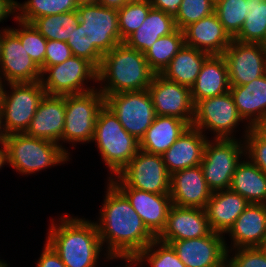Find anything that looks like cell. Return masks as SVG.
I'll return each mask as SVG.
<instances>
[{
    "mask_svg": "<svg viewBox=\"0 0 266 267\" xmlns=\"http://www.w3.org/2000/svg\"><path fill=\"white\" fill-rule=\"evenodd\" d=\"M95 224L105 255H138L156 237L147 229L127 197L110 181Z\"/></svg>",
    "mask_w": 266,
    "mask_h": 267,
    "instance_id": "cell-1",
    "label": "cell"
},
{
    "mask_svg": "<svg viewBox=\"0 0 266 267\" xmlns=\"http://www.w3.org/2000/svg\"><path fill=\"white\" fill-rule=\"evenodd\" d=\"M49 225L46 242L66 267H97L105 251L94 221L66 214Z\"/></svg>",
    "mask_w": 266,
    "mask_h": 267,
    "instance_id": "cell-2",
    "label": "cell"
},
{
    "mask_svg": "<svg viewBox=\"0 0 266 267\" xmlns=\"http://www.w3.org/2000/svg\"><path fill=\"white\" fill-rule=\"evenodd\" d=\"M155 74L144 53L123 42L103 55L97 72L100 87H97L103 95L147 90Z\"/></svg>",
    "mask_w": 266,
    "mask_h": 267,
    "instance_id": "cell-3",
    "label": "cell"
},
{
    "mask_svg": "<svg viewBox=\"0 0 266 267\" xmlns=\"http://www.w3.org/2000/svg\"><path fill=\"white\" fill-rule=\"evenodd\" d=\"M92 142L109 168L110 177L107 180L119 174L139 150V141L126 132L105 105L98 112Z\"/></svg>",
    "mask_w": 266,
    "mask_h": 267,
    "instance_id": "cell-4",
    "label": "cell"
},
{
    "mask_svg": "<svg viewBox=\"0 0 266 267\" xmlns=\"http://www.w3.org/2000/svg\"><path fill=\"white\" fill-rule=\"evenodd\" d=\"M5 143L9 166L22 175L35 174L48 167L63 165L71 159L58 143L26 133L8 134Z\"/></svg>",
    "mask_w": 266,
    "mask_h": 267,
    "instance_id": "cell-5",
    "label": "cell"
},
{
    "mask_svg": "<svg viewBox=\"0 0 266 267\" xmlns=\"http://www.w3.org/2000/svg\"><path fill=\"white\" fill-rule=\"evenodd\" d=\"M103 106L104 95L98 88L85 93L65 95V123L61 147L69 156L70 151L62 144L71 143L74 148L80 142L90 143L98 112Z\"/></svg>",
    "mask_w": 266,
    "mask_h": 267,
    "instance_id": "cell-6",
    "label": "cell"
},
{
    "mask_svg": "<svg viewBox=\"0 0 266 267\" xmlns=\"http://www.w3.org/2000/svg\"><path fill=\"white\" fill-rule=\"evenodd\" d=\"M6 84V85H5ZM10 91L3 87L0 113L5 133H25L44 95L40 81L5 83Z\"/></svg>",
    "mask_w": 266,
    "mask_h": 267,
    "instance_id": "cell-7",
    "label": "cell"
},
{
    "mask_svg": "<svg viewBox=\"0 0 266 267\" xmlns=\"http://www.w3.org/2000/svg\"><path fill=\"white\" fill-rule=\"evenodd\" d=\"M244 156V139H208L200 163L208 188L212 192L228 190L236 166Z\"/></svg>",
    "mask_w": 266,
    "mask_h": 267,
    "instance_id": "cell-8",
    "label": "cell"
},
{
    "mask_svg": "<svg viewBox=\"0 0 266 267\" xmlns=\"http://www.w3.org/2000/svg\"><path fill=\"white\" fill-rule=\"evenodd\" d=\"M98 69L87 59L72 56L63 63L41 69L40 82L48 95H72L96 89ZM93 81L88 86L87 82Z\"/></svg>",
    "mask_w": 266,
    "mask_h": 267,
    "instance_id": "cell-9",
    "label": "cell"
},
{
    "mask_svg": "<svg viewBox=\"0 0 266 267\" xmlns=\"http://www.w3.org/2000/svg\"><path fill=\"white\" fill-rule=\"evenodd\" d=\"M109 180L115 186H129L154 194L170 192V174L162 156L141 149L119 174Z\"/></svg>",
    "mask_w": 266,
    "mask_h": 267,
    "instance_id": "cell-10",
    "label": "cell"
},
{
    "mask_svg": "<svg viewBox=\"0 0 266 267\" xmlns=\"http://www.w3.org/2000/svg\"><path fill=\"white\" fill-rule=\"evenodd\" d=\"M104 105L113 112L126 132L139 142L156 117L148 90L104 95Z\"/></svg>",
    "mask_w": 266,
    "mask_h": 267,
    "instance_id": "cell-11",
    "label": "cell"
},
{
    "mask_svg": "<svg viewBox=\"0 0 266 267\" xmlns=\"http://www.w3.org/2000/svg\"><path fill=\"white\" fill-rule=\"evenodd\" d=\"M240 122L245 121L238 113L230 91L225 94L205 98L194 105V117L191 126L213 132L214 139H237L234 133ZM236 129V130H235Z\"/></svg>",
    "mask_w": 266,
    "mask_h": 267,
    "instance_id": "cell-12",
    "label": "cell"
},
{
    "mask_svg": "<svg viewBox=\"0 0 266 267\" xmlns=\"http://www.w3.org/2000/svg\"><path fill=\"white\" fill-rule=\"evenodd\" d=\"M80 23L86 29L87 49L107 54L121 41L117 9L104 7L94 1L81 2L77 8Z\"/></svg>",
    "mask_w": 266,
    "mask_h": 267,
    "instance_id": "cell-13",
    "label": "cell"
},
{
    "mask_svg": "<svg viewBox=\"0 0 266 267\" xmlns=\"http://www.w3.org/2000/svg\"><path fill=\"white\" fill-rule=\"evenodd\" d=\"M222 56L228 66L230 86H242L266 74V48L261 43L233 39Z\"/></svg>",
    "mask_w": 266,
    "mask_h": 267,
    "instance_id": "cell-14",
    "label": "cell"
},
{
    "mask_svg": "<svg viewBox=\"0 0 266 267\" xmlns=\"http://www.w3.org/2000/svg\"><path fill=\"white\" fill-rule=\"evenodd\" d=\"M147 90L156 115L176 117L191 126L194 117L191 88L167 80L161 74H155Z\"/></svg>",
    "mask_w": 266,
    "mask_h": 267,
    "instance_id": "cell-15",
    "label": "cell"
},
{
    "mask_svg": "<svg viewBox=\"0 0 266 267\" xmlns=\"http://www.w3.org/2000/svg\"><path fill=\"white\" fill-rule=\"evenodd\" d=\"M186 267H226L225 235L212 232L193 239L168 241Z\"/></svg>",
    "mask_w": 266,
    "mask_h": 267,
    "instance_id": "cell-16",
    "label": "cell"
},
{
    "mask_svg": "<svg viewBox=\"0 0 266 267\" xmlns=\"http://www.w3.org/2000/svg\"><path fill=\"white\" fill-rule=\"evenodd\" d=\"M40 78L41 69L27 54L19 37L9 27L4 28L1 45L0 80L5 84L36 82L40 81Z\"/></svg>",
    "mask_w": 266,
    "mask_h": 267,
    "instance_id": "cell-17",
    "label": "cell"
},
{
    "mask_svg": "<svg viewBox=\"0 0 266 267\" xmlns=\"http://www.w3.org/2000/svg\"><path fill=\"white\" fill-rule=\"evenodd\" d=\"M170 197L179 207L205 209L212 191L208 188L200 165L170 175Z\"/></svg>",
    "mask_w": 266,
    "mask_h": 267,
    "instance_id": "cell-18",
    "label": "cell"
},
{
    "mask_svg": "<svg viewBox=\"0 0 266 267\" xmlns=\"http://www.w3.org/2000/svg\"><path fill=\"white\" fill-rule=\"evenodd\" d=\"M212 232L205 209L172 205L166 226L157 239L167 243L204 237Z\"/></svg>",
    "mask_w": 266,
    "mask_h": 267,
    "instance_id": "cell-19",
    "label": "cell"
},
{
    "mask_svg": "<svg viewBox=\"0 0 266 267\" xmlns=\"http://www.w3.org/2000/svg\"><path fill=\"white\" fill-rule=\"evenodd\" d=\"M130 201L147 229L157 238L164 230L171 208L170 194H154L129 186H116Z\"/></svg>",
    "mask_w": 266,
    "mask_h": 267,
    "instance_id": "cell-20",
    "label": "cell"
},
{
    "mask_svg": "<svg viewBox=\"0 0 266 267\" xmlns=\"http://www.w3.org/2000/svg\"><path fill=\"white\" fill-rule=\"evenodd\" d=\"M64 123L65 96L45 94L25 133L61 146Z\"/></svg>",
    "mask_w": 266,
    "mask_h": 267,
    "instance_id": "cell-21",
    "label": "cell"
},
{
    "mask_svg": "<svg viewBox=\"0 0 266 267\" xmlns=\"http://www.w3.org/2000/svg\"><path fill=\"white\" fill-rule=\"evenodd\" d=\"M225 234L231 240L227 251L261 247L266 238V204H249Z\"/></svg>",
    "mask_w": 266,
    "mask_h": 267,
    "instance_id": "cell-22",
    "label": "cell"
},
{
    "mask_svg": "<svg viewBox=\"0 0 266 267\" xmlns=\"http://www.w3.org/2000/svg\"><path fill=\"white\" fill-rule=\"evenodd\" d=\"M185 45L211 55H223L233 38L215 13L190 24L184 30Z\"/></svg>",
    "mask_w": 266,
    "mask_h": 267,
    "instance_id": "cell-23",
    "label": "cell"
},
{
    "mask_svg": "<svg viewBox=\"0 0 266 267\" xmlns=\"http://www.w3.org/2000/svg\"><path fill=\"white\" fill-rule=\"evenodd\" d=\"M208 139L207 134L189 126L161 155L168 173L171 175L176 171L200 165Z\"/></svg>",
    "mask_w": 266,
    "mask_h": 267,
    "instance_id": "cell-24",
    "label": "cell"
},
{
    "mask_svg": "<svg viewBox=\"0 0 266 267\" xmlns=\"http://www.w3.org/2000/svg\"><path fill=\"white\" fill-rule=\"evenodd\" d=\"M229 91L238 113L246 121L244 139L254 123L266 118V74L248 84L230 86Z\"/></svg>",
    "mask_w": 266,
    "mask_h": 267,
    "instance_id": "cell-25",
    "label": "cell"
},
{
    "mask_svg": "<svg viewBox=\"0 0 266 267\" xmlns=\"http://www.w3.org/2000/svg\"><path fill=\"white\" fill-rule=\"evenodd\" d=\"M249 204L243 196L230 189L212 192L205 207L212 231L225 235Z\"/></svg>",
    "mask_w": 266,
    "mask_h": 267,
    "instance_id": "cell-26",
    "label": "cell"
},
{
    "mask_svg": "<svg viewBox=\"0 0 266 267\" xmlns=\"http://www.w3.org/2000/svg\"><path fill=\"white\" fill-rule=\"evenodd\" d=\"M230 90L228 66L222 55H211L203 63L195 84L191 87L194 105L205 98L225 94Z\"/></svg>",
    "mask_w": 266,
    "mask_h": 267,
    "instance_id": "cell-27",
    "label": "cell"
},
{
    "mask_svg": "<svg viewBox=\"0 0 266 267\" xmlns=\"http://www.w3.org/2000/svg\"><path fill=\"white\" fill-rule=\"evenodd\" d=\"M190 125L176 117L156 115L139 142V149L162 155Z\"/></svg>",
    "mask_w": 266,
    "mask_h": 267,
    "instance_id": "cell-28",
    "label": "cell"
},
{
    "mask_svg": "<svg viewBox=\"0 0 266 267\" xmlns=\"http://www.w3.org/2000/svg\"><path fill=\"white\" fill-rule=\"evenodd\" d=\"M174 18L164 11L151 8L141 26L124 43L145 53L160 38L176 30Z\"/></svg>",
    "mask_w": 266,
    "mask_h": 267,
    "instance_id": "cell-29",
    "label": "cell"
},
{
    "mask_svg": "<svg viewBox=\"0 0 266 267\" xmlns=\"http://www.w3.org/2000/svg\"><path fill=\"white\" fill-rule=\"evenodd\" d=\"M229 189L250 204H266V174L246 156L236 166Z\"/></svg>",
    "mask_w": 266,
    "mask_h": 267,
    "instance_id": "cell-30",
    "label": "cell"
},
{
    "mask_svg": "<svg viewBox=\"0 0 266 267\" xmlns=\"http://www.w3.org/2000/svg\"><path fill=\"white\" fill-rule=\"evenodd\" d=\"M210 55L184 45L161 73L167 80L191 88L200 73L201 67Z\"/></svg>",
    "mask_w": 266,
    "mask_h": 267,
    "instance_id": "cell-31",
    "label": "cell"
},
{
    "mask_svg": "<svg viewBox=\"0 0 266 267\" xmlns=\"http://www.w3.org/2000/svg\"><path fill=\"white\" fill-rule=\"evenodd\" d=\"M184 45V32L180 29H176L170 35L160 37L144 53L149 67L156 74H161Z\"/></svg>",
    "mask_w": 266,
    "mask_h": 267,
    "instance_id": "cell-32",
    "label": "cell"
},
{
    "mask_svg": "<svg viewBox=\"0 0 266 267\" xmlns=\"http://www.w3.org/2000/svg\"><path fill=\"white\" fill-rule=\"evenodd\" d=\"M80 0H27L16 2V18L32 23L36 18L76 11Z\"/></svg>",
    "mask_w": 266,
    "mask_h": 267,
    "instance_id": "cell-33",
    "label": "cell"
},
{
    "mask_svg": "<svg viewBox=\"0 0 266 267\" xmlns=\"http://www.w3.org/2000/svg\"><path fill=\"white\" fill-rule=\"evenodd\" d=\"M77 11L36 18L32 25L46 40L67 42L79 24Z\"/></svg>",
    "mask_w": 266,
    "mask_h": 267,
    "instance_id": "cell-34",
    "label": "cell"
},
{
    "mask_svg": "<svg viewBox=\"0 0 266 267\" xmlns=\"http://www.w3.org/2000/svg\"><path fill=\"white\" fill-rule=\"evenodd\" d=\"M247 16L240 32L233 38L242 43L266 41V0H247Z\"/></svg>",
    "mask_w": 266,
    "mask_h": 267,
    "instance_id": "cell-35",
    "label": "cell"
},
{
    "mask_svg": "<svg viewBox=\"0 0 266 267\" xmlns=\"http://www.w3.org/2000/svg\"><path fill=\"white\" fill-rule=\"evenodd\" d=\"M151 8L152 6L149 0H139L128 1L117 10L122 42L141 26Z\"/></svg>",
    "mask_w": 266,
    "mask_h": 267,
    "instance_id": "cell-36",
    "label": "cell"
},
{
    "mask_svg": "<svg viewBox=\"0 0 266 267\" xmlns=\"http://www.w3.org/2000/svg\"><path fill=\"white\" fill-rule=\"evenodd\" d=\"M20 28L10 29L19 37L22 46L34 63L42 69L44 67L47 40L37 31L32 23L14 18Z\"/></svg>",
    "mask_w": 266,
    "mask_h": 267,
    "instance_id": "cell-37",
    "label": "cell"
},
{
    "mask_svg": "<svg viewBox=\"0 0 266 267\" xmlns=\"http://www.w3.org/2000/svg\"><path fill=\"white\" fill-rule=\"evenodd\" d=\"M247 0H221L214 13L229 35L234 38L241 30L247 16Z\"/></svg>",
    "mask_w": 266,
    "mask_h": 267,
    "instance_id": "cell-38",
    "label": "cell"
},
{
    "mask_svg": "<svg viewBox=\"0 0 266 267\" xmlns=\"http://www.w3.org/2000/svg\"><path fill=\"white\" fill-rule=\"evenodd\" d=\"M140 266L147 261L150 267H186L170 244L157 238L138 254Z\"/></svg>",
    "mask_w": 266,
    "mask_h": 267,
    "instance_id": "cell-39",
    "label": "cell"
},
{
    "mask_svg": "<svg viewBox=\"0 0 266 267\" xmlns=\"http://www.w3.org/2000/svg\"><path fill=\"white\" fill-rule=\"evenodd\" d=\"M214 9L215 4L211 0H182L174 18L176 28L183 31L190 24L214 13Z\"/></svg>",
    "mask_w": 266,
    "mask_h": 267,
    "instance_id": "cell-40",
    "label": "cell"
},
{
    "mask_svg": "<svg viewBox=\"0 0 266 267\" xmlns=\"http://www.w3.org/2000/svg\"><path fill=\"white\" fill-rule=\"evenodd\" d=\"M226 267H266V253L261 247L228 250Z\"/></svg>",
    "mask_w": 266,
    "mask_h": 267,
    "instance_id": "cell-41",
    "label": "cell"
},
{
    "mask_svg": "<svg viewBox=\"0 0 266 267\" xmlns=\"http://www.w3.org/2000/svg\"><path fill=\"white\" fill-rule=\"evenodd\" d=\"M67 44L73 56L87 59L97 69L100 67L103 55L97 49H87L86 29L82 27L80 22L77 28L72 32Z\"/></svg>",
    "mask_w": 266,
    "mask_h": 267,
    "instance_id": "cell-42",
    "label": "cell"
},
{
    "mask_svg": "<svg viewBox=\"0 0 266 267\" xmlns=\"http://www.w3.org/2000/svg\"><path fill=\"white\" fill-rule=\"evenodd\" d=\"M245 156L266 174V143L251 129L245 135Z\"/></svg>",
    "mask_w": 266,
    "mask_h": 267,
    "instance_id": "cell-43",
    "label": "cell"
},
{
    "mask_svg": "<svg viewBox=\"0 0 266 267\" xmlns=\"http://www.w3.org/2000/svg\"><path fill=\"white\" fill-rule=\"evenodd\" d=\"M72 56L67 42L47 40L44 67L63 63Z\"/></svg>",
    "mask_w": 266,
    "mask_h": 267,
    "instance_id": "cell-44",
    "label": "cell"
},
{
    "mask_svg": "<svg viewBox=\"0 0 266 267\" xmlns=\"http://www.w3.org/2000/svg\"><path fill=\"white\" fill-rule=\"evenodd\" d=\"M36 264L37 267H66L58 254L46 241Z\"/></svg>",
    "mask_w": 266,
    "mask_h": 267,
    "instance_id": "cell-45",
    "label": "cell"
},
{
    "mask_svg": "<svg viewBox=\"0 0 266 267\" xmlns=\"http://www.w3.org/2000/svg\"><path fill=\"white\" fill-rule=\"evenodd\" d=\"M152 8L164 11L175 18L179 12L182 0H149Z\"/></svg>",
    "mask_w": 266,
    "mask_h": 267,
    "instance_id": "cell-46",
    "label": "cell"
},
{
    "mask_svg": "<svg viewBox=\"0 0 266 267\" xmlns=\"http://www.w3.org/2000/svg\"><path fill=\"white\" fill-rule=\"evenodd\" d=\"M16 2L15 0H0V22L10 16L16 18Z\"/></svg>",
    "mask_w": 266,
    "mask_h": 267,
    "instance_id": "cell-47",
    "label": "cell"
},
{
    "mask_svg": "<svg viewBox=\"0 0 266 267\" xmlns=\"http://www.w3.org/2000/svg\"><path fill=\"white\" fill-rule=\"evenodd\" d=\"M104 260H115V259H120V260H126V265L123 267H133L134 266H140L138 255H105ZM118 267V266H117Z\"/></svg>",
    "mask_w": 266,
    "mask_h": 267,
    "instance_id": "cell-48",
    "label": "cell"
},
{
    "mask_svg": "<svg viewBox=\"0 0 266 267\" xmlns=\"http://www.w3.org/2000/svg\"><path fill=\"white\" fill-rule=\"evenodd\" d=\"M250 129L266 143V118L254 123Z\"/></svg>",
    "mask_w": 266,
    "mask_h": 267,
    "instance_id": "cell-49",
    "label": "cell"
},
{
    "mask_svg": "<svg viewBox=\"0 0 266 267\" xmlns=\"http://www.w3.org/2000/svg\"><path fill=\"white\" fill-rule=\"evenodd\" d=\"M94 2L108 8L119 9L125 5L128 0H94Z\"/></svg>",
    "mask_w": 266,
    "mask_h": 267,
    "instance_id": "cell-50",
    "label": "cell"
},
{
    "mask_svg": "<svg viewBox=\"0 0 266 267\" xmlns=\"http://www.w3.org/2000/svg\"><path fill=\"white\" fill-rule=\"evenodd\" d=\"M5 165H8V150L6 143L0 144V170Z\"/></svg>",
    "mask_w": 266,
    "mask_h": 267,
    "instance_id": "cell-51",
    "label": "cell"
},
{
    "mask_svg": "<svg viewBox=\"0 0 266 267\" xmlns=\"http://www.w3.org/2000/svg\"><path fill=\"white\" fill-rule=\"evenodd\" d=\"M7 134L4 131L3 124H2V116L0 113V144L5 143Z\"/></svg>",
    "mask_w": 266,
    "mask_h": 267,
    "instance_id": "cell-52",
    "label": "cell"
},
{
    "mask_svg": "<svg viewBox=\"0 0 266 267\" xmlns=\"http://www.w3.org/2000/svg\"><path fill=\"white\" fill-rule=\"evenodd\" d=\"M2 38H3V29L0 30V60H1V45H2Z\"/></svg>",
    "mask_w": 266,
    "mask_h": 267,
    "instance_id": "cell-53",
    "label": "cell"
},
{
    "mask_svg": "<svg viewBox=\"0 0 266 267\" xmlns=\"http://www.w3.org/2000/svg\"><path fill=\"white\" fill-rule=\"evenodd\" d=\"M3 87H4V84H3V82L0 80V105H1V95H2V91H3Z\"/></svg>",
    "mask_w": 266,
    "mask_h": 267,
    "instance_id": "cell-54",
    "label": "cell"
},
{
    "mask_svg": "<svg viewBox=\"0 0 266 267\" xmlns=\"http://www.w3.org/2000/svg\"><path fill=\"white\" fill-rule=\"evenodd\" d=\"M8 266H9L8 263H6L0 259V267H8Z\"/></svg>",
    "mask_w": 266,
    "mask_h": 267,
    "instance_id": "cell-55",
    "label": "cell"
},
{
    "mask_svg": "<svg viewBox=\"0 0 266 267\" xmlns=\"http://www.w3.org/2000/svg\"><path fill=\"white\" fill-rule=\"evenodd\" d=\"M261 249L266 253V238L264 240L263 245L261 246Z\"/></svg>",
    "mask_w": 266,
    "mask_h": 267,
    "instance_id": "cell-56",
    "label": "cell"
},
{
    "mask_svg": "<svg viewBox=\"0 0 266 267\" xmlns=\"http://www.w3.org/2000/svg\"><path fill=\"white\" fill-rule=\"evenodd\" d=\"M215 5L220 2L221 0H211Z\"/></svg>",
    "mask_w": 266,
    "mask_h": 267,
    "instance_id": "cell-57",
    "label": "cell"
},
{
    "mask_svg": "<svg viewBox=\"0 0 266 267\" xmlns=\"http://www.w3.org/2000/svg\"><path fill=\"white\" fill-rule=\"evenodd\" d=\"M89 1H94V0H80V2H89Z\"/></svg>",
    "mask_w": 266,
    "mask_h": 267,
    "instance_id": "cell-58",
    "label": "cell"
}]
</instances>
